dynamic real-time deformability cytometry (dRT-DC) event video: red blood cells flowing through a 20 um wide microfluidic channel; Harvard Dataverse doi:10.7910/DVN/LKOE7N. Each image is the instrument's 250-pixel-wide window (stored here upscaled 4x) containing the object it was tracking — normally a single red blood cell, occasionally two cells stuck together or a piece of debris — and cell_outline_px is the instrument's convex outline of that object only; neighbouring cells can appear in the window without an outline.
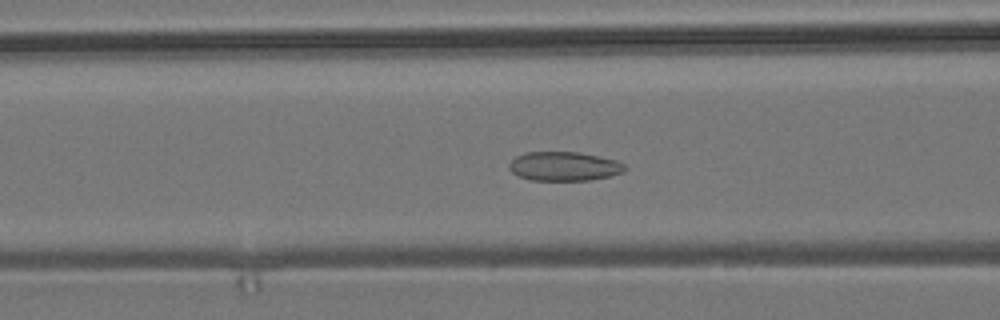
{"species": "common noctule bat (a hibernating species)", "species_latin": "Nyctalus noctula", "temperature_condition": "room temperature", "stored_images_in_passage": 56, "camera_frame_rate_fps": 3000, "um_per_image_px": 0.085, "animal": {"sex": "male", "body_mass_g": 19.2, "forearm_length_mm": 51.8}, "frame": {"image": 1, "passage_image": 23, "time_ms": 7.333, "image_size_px": [1000, 320], "cell_outline_px": [[628, 168], [624, 172], [592, 180], [532, 180], [520, 176], [512, 172], [508, 168], [508, 164], [516, 156], [524, 152], [580, 152], [616, 160], [624, 164]], "centroid_in_image_um": [47.95, 14.13], "position_along_channel_um": 118.6, "area_um2": 19.65}}
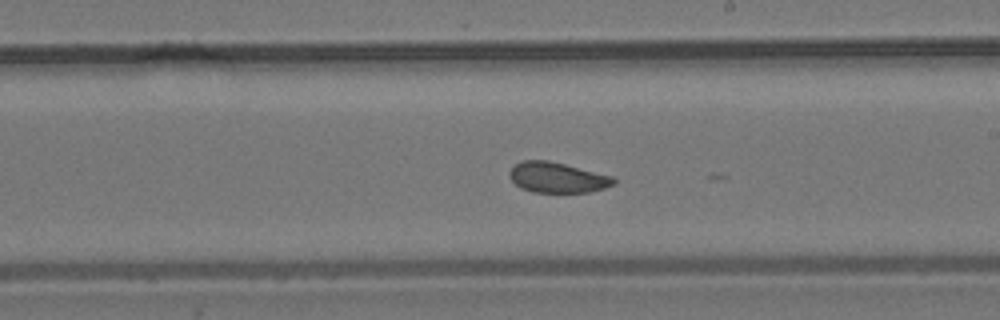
{"frame": {"image": 2, "passage_image": 33, "time_ms": 10.667, "image_size_px": [1000, 320], "cell_outline_px": [[616, 184], [604, 188], [588, 192], [532, 192], [520, 188], [508, 176], [508, 172], [516, 164], [524, 160], [548, 160], [612, 176], [616, 180]], "centroid_in_image_um": [47.36, 15.09], "position_along_channel_um": 241.6, "area_um2": 18.38}}
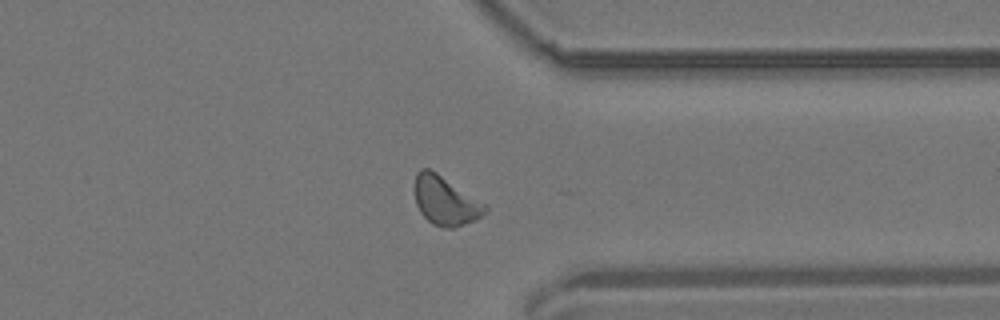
{"frame": {"image": 3, "passage_image": 44, "time_ms": 14.333, "image_size_px": [1000, 320], "cell_outline_px": [[488, 208], [480, 216], [464, 224], [452, 228], [444, 228], [432, 224], [420, 212], [416, 204], [416, 172], [420, 168], [428, 168], [436, 172], [488, 204]], "centroid_in_image_um": [37.87, 17.06], "position_along_channel_um": 373.5, "area_um2": 19.88}, "authors_computed_cell_mechanics": {"area_um2": 19.6231, "velocity_mm_per_s": 3.6888, "shape_relaxation_time_tau1_ms": null, "shape_relaxation_time_tau2_ms": 3.0318, "deformation_change_tau1": null, "deformation_change_tau2": 0.0738}}